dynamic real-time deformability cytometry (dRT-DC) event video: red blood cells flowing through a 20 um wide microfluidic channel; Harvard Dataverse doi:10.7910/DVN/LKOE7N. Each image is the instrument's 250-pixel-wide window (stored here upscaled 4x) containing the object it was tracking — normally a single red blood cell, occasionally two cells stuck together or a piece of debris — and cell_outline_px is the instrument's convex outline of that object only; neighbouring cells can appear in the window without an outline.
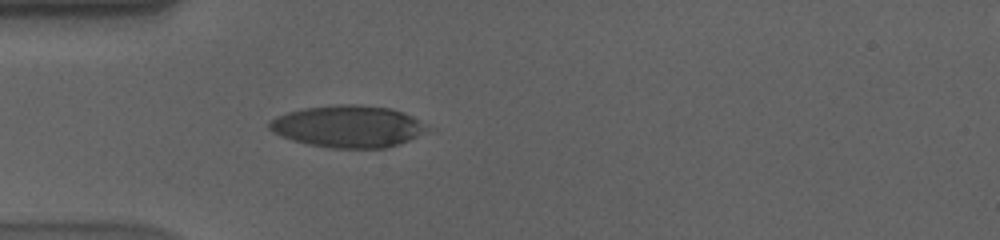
{"species": "human", "species_latin": "Homo sapiens", "temperature_condition": "cold", "stored_images_in_passage": 37, "camera_frame_rate_fps": 3000, "um_per_image_px": 0.085, "donor": {"sex": "male"}, "frame": {"image": 1, "passage_image": 1, "time_ms": 0.0, "image_size_px": [1000, 240], "cell_outline_px": [[428, 128], [416, 136], [400, 144], [384, 148], [332, 148], [308, 144], [292, 140], [280, 136], [268, 128], [268, 120], [276, 116], [288, 112], [304, 108], [336, 104], [352, 104], [392, 108], [404, 112], [412, 116]], "centroid_in_image_um": [29.52, 10.74], "position_along_channel_um": 55.5, "area_um2": 38.44}}
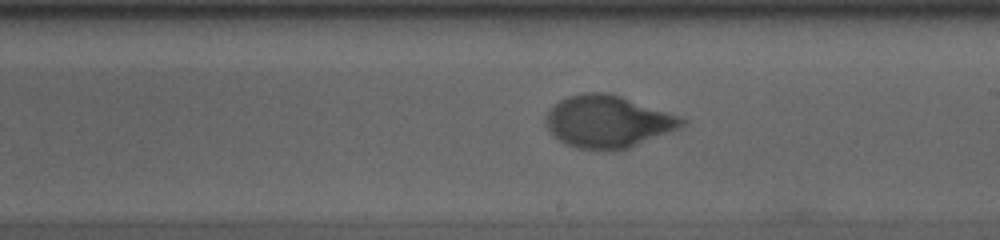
{"frame": {"image": 2, "passage_image": 17, "time_ms": 5.333, "image_size_px": [1000, 240], "cell_outline_px": [[688, 120], [680, 128], [628, 148], [608, 152], [576, 148], [560, 140], [548, 128], [544, 120], [548, 108], [552, 104], [568, 96], [584, 92], [608, 92], [680, 116]], "centroid_in_image_um": [51.65, 10.34], "position_along_channel_um": 237.4, "area_um2": 41.56}}
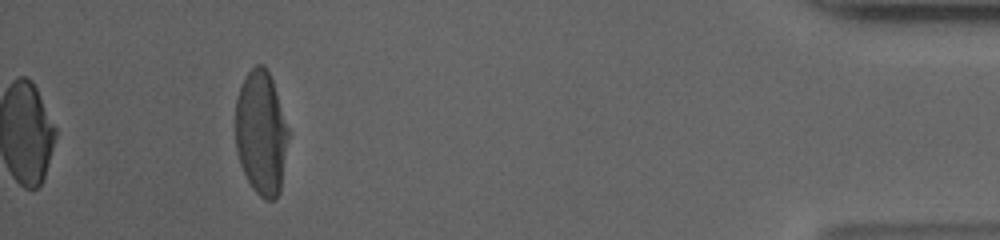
{"frame": {"image": 3, "passage_image": 37, "time_ms": 12.0, "image_size_px": [1000, 240], "cell_outline_px": [[288, 136], [280, 192], [276, 200], [264, 200], [252, 188], [240, 164], [236, 152], [236, 100], [240, 88], [248, 72], [256, 64], [264, 64], [268, 68], [288, 128]], "centroid_in_image_um": [22.19, 11.31], "position_along_channel_um": 413.0, "area_um2": 38.09}, "authors_computed_cell_mechanics": {"area_um2": 40.749, "velocity_mm_per_s": 3.5479, "shape_relaxation_time_tau1_ms": 4.4103, "shape_relaxation_time_tau2_ms": null, "deformation_change_tau1": 0.184, "deformation_change_tau2": null}}